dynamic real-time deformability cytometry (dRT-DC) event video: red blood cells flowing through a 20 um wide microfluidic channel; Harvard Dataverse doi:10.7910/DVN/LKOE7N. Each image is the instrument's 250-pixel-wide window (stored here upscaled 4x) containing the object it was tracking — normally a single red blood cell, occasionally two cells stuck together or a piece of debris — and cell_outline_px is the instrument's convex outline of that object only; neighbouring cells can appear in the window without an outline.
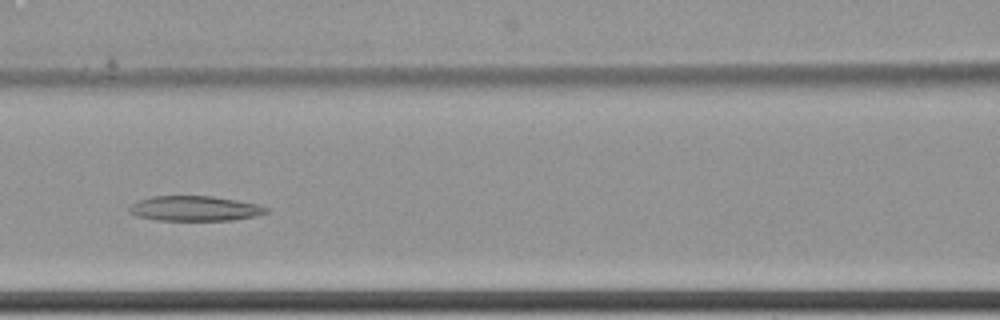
{"species": "common noctule bat (a hibernating species)", "species_latin": "Nyctalus noctula", "temperature_condition": "cold", "stored_images_in_passage": 10, "camera_frame_rate_fps": 3000, "um_per_image_px": 0.085, "animal": {"sex": "female", "body_mass_g": 22.7, "forearm_length_mm": 54.2}, "frame": {"image": 1, "passage_image": 6, "time_ms": 1.667, "image_size_px": [1000, 320], "cell_outline_px": [[268, 212], [256, 216], [232, 220], [156, 220], [136, 216], [128, 212], [128, 208], [132, 204], [140, 200], [152, 196], [212, 196], [260, 204], [268, 208]], "centroid_in_image_um": [16.56, 17.72], "position_along_channel_um": 150.0, "area_um2": 20.0}}
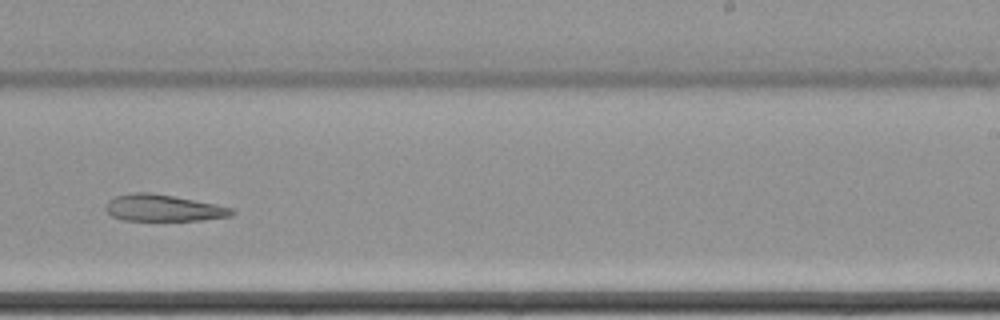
{"frame": {"image": 2, "passage_image": 9, "time_ms": 2.667, "image_size_px": [1000, 320], "cell_outline_px": [[236, 212], [228, 216], [204, 220], [124, 220], [112, 216], [104, 208], [108, 200], [116, 196], [132, 192], [148, 192], [172, 196], [216, 204], [236, 208]], "centroid_in_image_um": [13.89, 17.67], "position_along_channel_um": 275.1, "area_um2": 19.54}}
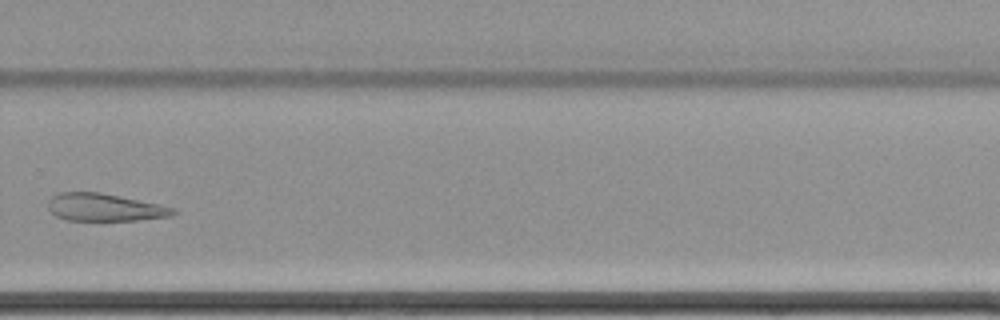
{"frame": {"image": 3, "passage_image": 10, "time_ms": 3.0, "image_size_px": [1000, 320], "cell_outline_px": [[176, 212], [172, 216], [136, 220], [64, 220], [56, 216], [48, 208], [48, 200], [52, 196], [60, 192], [100, 192], [160, 204], [176, 208]], "centroid_in_image_um": [8.89, 17.62], "position_along_channel_um": 320.9, "area_um2": 20.11}}